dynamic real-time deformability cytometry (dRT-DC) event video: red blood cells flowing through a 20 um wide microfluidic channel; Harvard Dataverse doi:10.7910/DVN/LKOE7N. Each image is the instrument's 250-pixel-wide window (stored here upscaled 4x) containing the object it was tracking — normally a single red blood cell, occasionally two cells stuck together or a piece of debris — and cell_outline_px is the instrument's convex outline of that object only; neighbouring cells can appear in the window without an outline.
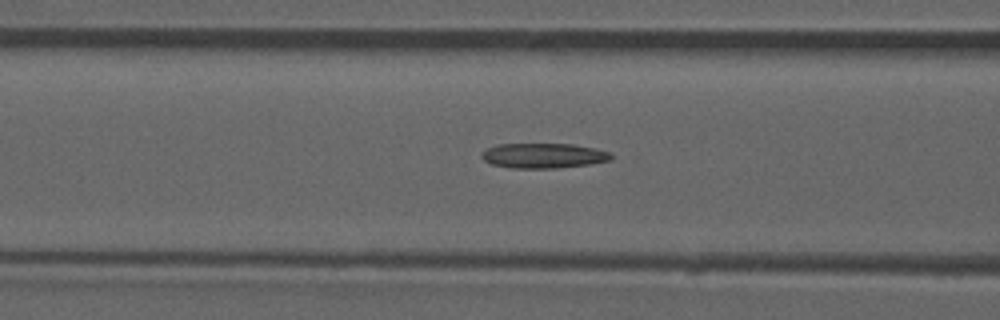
{"species": "common noctule bat (a hibernating species)", "species_latin": "Nyctalus noctula", "temperature_condition": "room temperature", "stored_images_in_passage": 47, "camera_frame_rate_fps": 3000, "um_per_image_px": 0.085, "animal": {"sex": "male", "forearm_length_mm": 52.5}, "frame": {"image": 1, "passage_image": 21, "time_ms": 6.667, "image_size_px": [1000, 320], "cell_outline_px": [[612, 160], [588, 164], [556, 168], [512, 168], [492, 164], [484, 160], [480, 156], [480, 152], [488, 148], [500, 144], [572, 144], [596, 148], [608, 152], [612, 156]], "centroid_in_image_um": [46.18, 13.23], "position_along_channel_um": 120.4, "area_um2": 18.79}}